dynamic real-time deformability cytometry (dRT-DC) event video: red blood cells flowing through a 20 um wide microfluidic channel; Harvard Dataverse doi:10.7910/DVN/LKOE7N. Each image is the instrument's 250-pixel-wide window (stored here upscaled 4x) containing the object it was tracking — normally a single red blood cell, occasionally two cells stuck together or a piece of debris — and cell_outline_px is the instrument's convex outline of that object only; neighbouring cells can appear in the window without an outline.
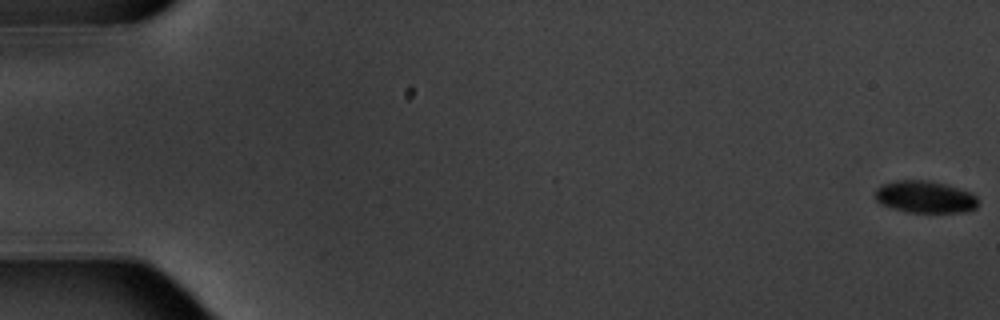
{"species": "common noctule bat (a hibernating species)", "species_latin": "Nyctalus noctula", "temperature_condition": "warm", "stored_images_in_passage": 6, "camera_frame_rate_fps": 3000, "um_per_image_px": 0.085, "animal": {"sex": "male", "body_mass_g": 20.1, "forearm_length_mm": 53.5}, "frame": {"image": 1, "passage_image": 1, "time_ms": 0.0, "image_size_px": [1000, 320], "cell_outline_px": [[976, 208], [964, 212], [908, 212], [892, 208], [880, 204], [876, 200], [876, 188], [880, 184], [900, 180], [928, 180], [944, 184], [972, 192], [976, 196]], "centroid_in_image_um": [78.6, 16.73], "position_along_channel_um": 6.4, "area_um2": 19.19}}
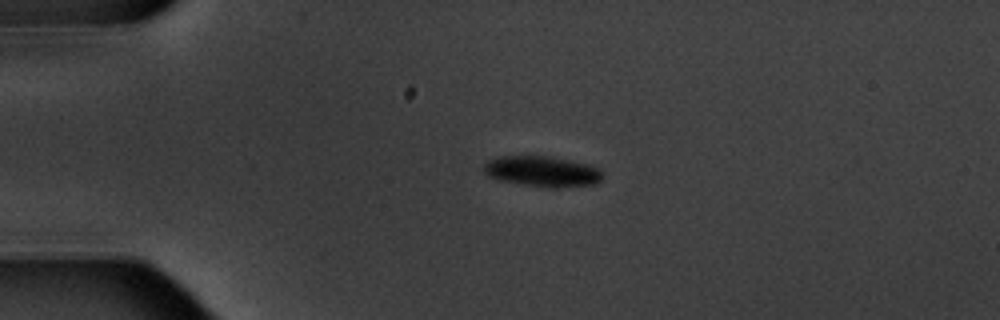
{"frame": {"image": 2, "passage_image": 5, "time_ms": 4.667, "image_size_px": [1000, 320], "cell_outline_px": [[604, 172], [600, 180], [596, 184], [556, 188], [548, 188], [496, 180], [488, 176], [484, 172], [484, 164], [488, 160], [496, 156], [552, 156], [588, 164]], "centroid_in_image_um": [46.07, 14.57], "position_along_channel_um": 38.9, "area_um2": 21.44}}